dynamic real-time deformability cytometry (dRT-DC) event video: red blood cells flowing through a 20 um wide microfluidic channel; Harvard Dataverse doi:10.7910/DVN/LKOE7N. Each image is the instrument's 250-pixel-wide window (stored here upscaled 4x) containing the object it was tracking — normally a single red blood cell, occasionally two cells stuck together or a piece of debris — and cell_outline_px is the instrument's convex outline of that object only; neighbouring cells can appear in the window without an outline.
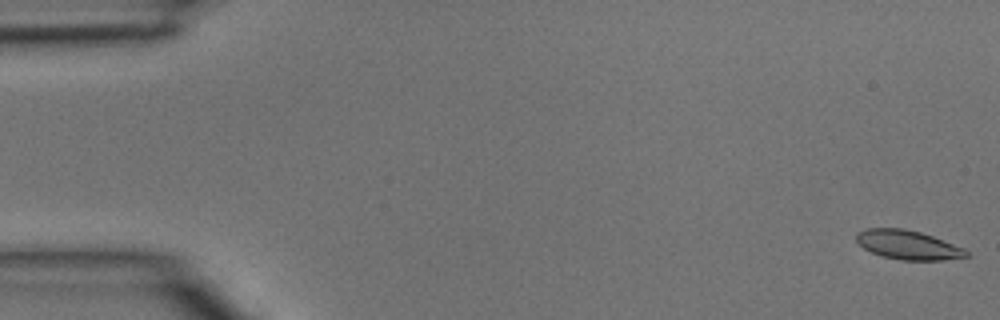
{"species": "common noctule bat (a hibernating species)", "species_latin": "Nyctalus noctula", "temperature_condition": "room temperature", "stored_images_in_passage": 3, "camera_frame_rate_fps": 3000, "um_per_image_px": 0.085, "animal": {"sex": "male", "body_mass_g": 15.6}, "frame": {"image": 1, "passage_image": 1, "time_ms": 0.0, "image_size_px": [1000, 320], "cell_outline_px": [[968, 256], [940, 260], [900, 260], [880, 256], [864, 248], [856, 240], [856, 232], [868, 228], [904, 228], [920, 232], [932, 236], [964, 248], [968, 252]], "centroid_in_image_um": [77.14, 20.81], "position_along_channel_um": 7.9, "area_um2": 18.55}}